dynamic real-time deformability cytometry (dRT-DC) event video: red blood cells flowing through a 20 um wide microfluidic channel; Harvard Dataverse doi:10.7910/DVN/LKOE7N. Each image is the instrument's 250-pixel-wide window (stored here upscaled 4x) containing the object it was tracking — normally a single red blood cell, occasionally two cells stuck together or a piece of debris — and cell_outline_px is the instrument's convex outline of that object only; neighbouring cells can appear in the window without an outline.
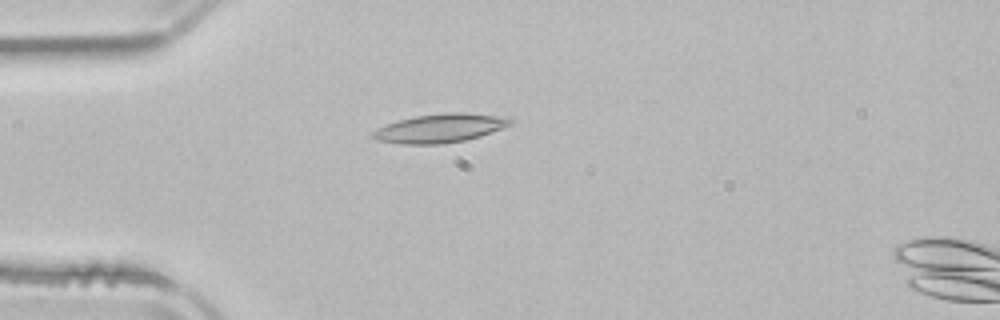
{"species": "common noctule bat (a hibernating species)", "species_latin": "Nyctalus noctula", "temperature_condition": "room temperature", "stored_images_in_passage": 4, "camera_frame_rate_fps": 3000, "um_per_image_px": 0.085, "animal": {"sex": "male", "body_mass_g": 21.5, "forearm_length_mm": 52.0}, "frame": {"image": 1, "passage_image": 3, "time_ms": 2.667, "image_size_px": [1000, 320], "cell_outline_px": [[512, 124], [480, 136], [464, 140], [440, 144], [400, 144], [376, 140], [368, 136], [376, 128], [400, 120], [416, 116], [448, 112], [468, 112], [512, 116]], "centroid_in_image_um": [37.43, 10.88], "position_along_channel_um": 47.6, "area_um2": 23.29}}